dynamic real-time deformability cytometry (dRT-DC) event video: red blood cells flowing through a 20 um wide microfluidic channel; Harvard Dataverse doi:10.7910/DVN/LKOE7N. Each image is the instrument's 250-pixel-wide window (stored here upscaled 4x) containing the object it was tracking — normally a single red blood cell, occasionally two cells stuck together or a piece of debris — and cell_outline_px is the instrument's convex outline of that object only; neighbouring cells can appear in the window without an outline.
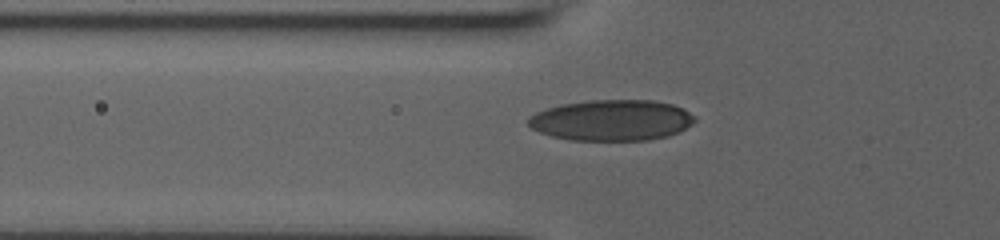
{"species": "human", "species_latin": "Homo sapiens", "temperature_condition": "room temperature", "stored_images_in_passage": 37, "camera_frame_rate_fps": 3000, "um_per_image_px": 0.085, "donor": {"sex": "male"}, "frame": {"image": 1, "passage_image": 2, "time_ms": 0.333, "image_size_px": [1000, 240], "cell_outline_px": [[696, 120], [692, 124], [680, 132], [668, 136], [648, 140], [568, 140], [552, 136], [540, 132], [532, 128], [528, 124], [528, 116], [536, 112], [560, 104], [592, 100], [652, 100], [672, 104], [684, 108], [696, 116]], "centroid_in_image_um": [52.02, 10.22], "position_along_channel_um": 73.8, "area_um2": 39.94}}
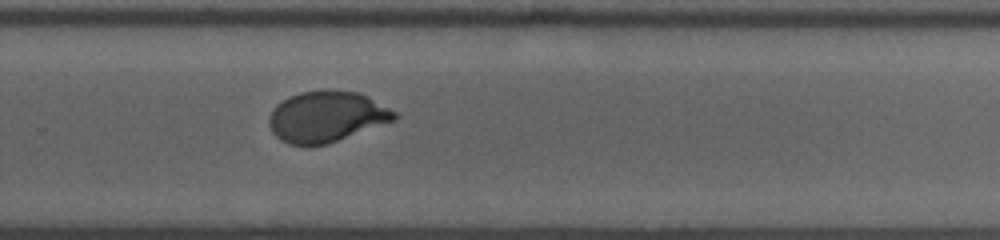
{"frame": {"image": 2, "passage_image": 20, "time_ms": 6.333, "image_size_px": [1000, 240], "cell_outline_px": [[400, 116], [396, 120], [328, 144], [288, 144], [280, 140], [272, 132], [268, 124], [268, 116], [272, 108], [276, 104], [300, 92], [324, 88], [332, 88], [356, 92], [368, 96], [396, 112]], "centroid_in_image_um": [27.76, 9.89], "position_along_channel_um": 302.0, "area_um2": 37.57}}
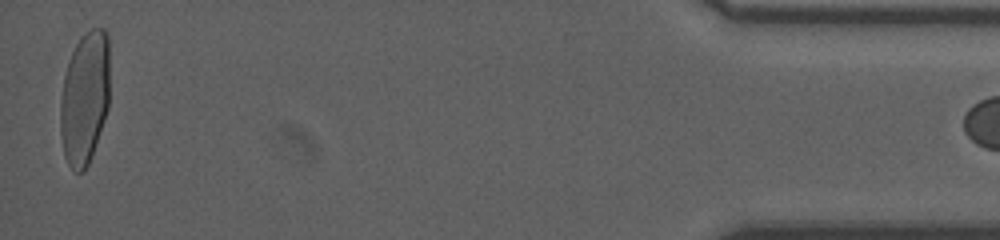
{"frame": {"image": 3, "passage_image": 36, "time_ms": 11.667, "image_size_px": [1000, 240], "cell_outline_px": [[108, 108], [104, 120], [88, 164], [84, 172], [76, 172], [68, 164], [64, 156], [60, 132], [60, 104], [64, 76], [68, 60], [76, 44], [92, 28], [104, 28], [108, 32]], "centroid_in_image_um": [7.19, 8.34], "position_along_channel_um": 428.0, "area_um2": 37.97}}